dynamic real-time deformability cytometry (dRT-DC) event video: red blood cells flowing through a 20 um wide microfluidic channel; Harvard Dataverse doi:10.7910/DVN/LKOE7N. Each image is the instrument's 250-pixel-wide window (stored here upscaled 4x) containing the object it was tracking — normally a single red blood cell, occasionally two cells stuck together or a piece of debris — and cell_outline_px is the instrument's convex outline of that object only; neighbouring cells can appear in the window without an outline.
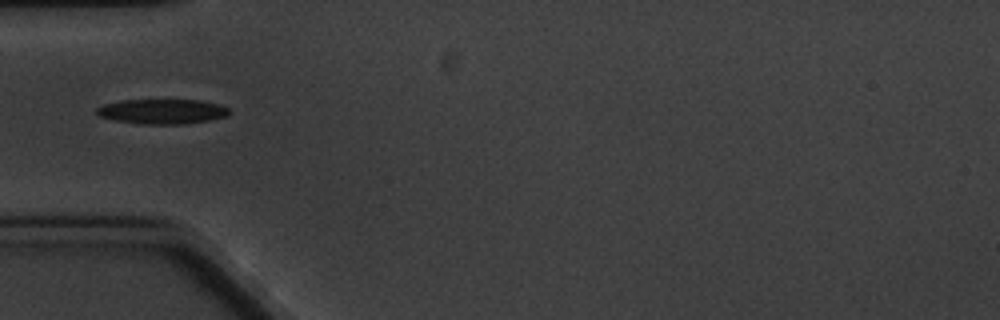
{"species": "common noctule bat (a hibernating species)", "species_latin": "Nyctalus noctula", "temperature_condition": "cold", "stored_images_in_passage": 7, "camera_frame_rate_fps": 3000, "um_per_image_px": 0.085, "animal": {"sex": "male", "body_mass_g": 20.1, "forearm_length_mm": 53.5}, "frame": {"image": 1, "passage_image": 5, "time_ms": 5.667, "image_size_px": [1000, 320], "cell_outline_px": [[232, 112], [228, 116], [208, 120], [184, 124], [140, 124], [116, 120], [100, 116], [96, 112], [96, 108], [104, 104], [120, 100], [200, 100], [220, 104], [228, 108]], "centroid_in_image_um": [13.82, 9.47], "position_along_channel_um": 71.2, "area_um2": 19.25}}